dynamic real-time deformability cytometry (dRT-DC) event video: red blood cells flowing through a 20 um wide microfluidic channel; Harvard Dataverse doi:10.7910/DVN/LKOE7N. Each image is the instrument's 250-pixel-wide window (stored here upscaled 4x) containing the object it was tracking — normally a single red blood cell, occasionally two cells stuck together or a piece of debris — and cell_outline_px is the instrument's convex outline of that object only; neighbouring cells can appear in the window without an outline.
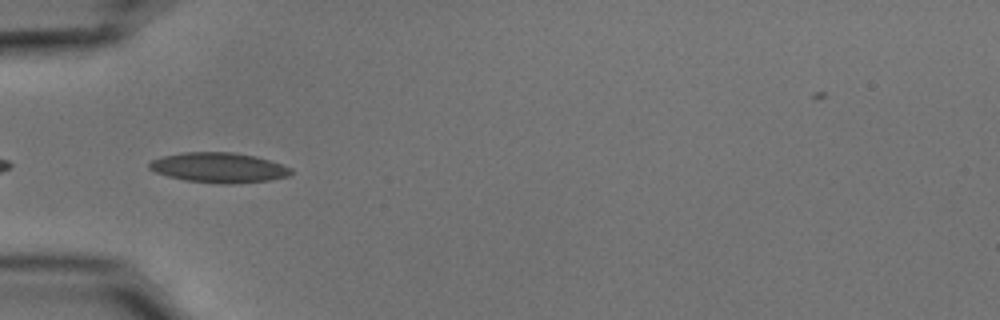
{"species": "common noctule bat (a hibernating species)", "species_latin": "Nyctalus noctula", "temperature_condition": "cold", "stored_images_in_passage": 4, "camera_frame_rate_fps": 3000, "um_per_image_px": 0.085, "animal": {"sex": "male", "body_mass_g": 15.6}, "frame": {"image": 1, "passage_image": 2, "time_ms": 0.333, "image_size_px": [1000, 320], "cell_outline_px": [[292, 172], [288, 176], [268, 180], [232, 184], [216, 184], [184, 180], [168, 176], [156, 172], [148, 168], [148, 164], [152, 160], [164, 156], [184, 152], [232, 152], [256, 156], [292, 168]], "centroid_in_image_um": [18.58, 14.25], "position_along_channel_um": 66.4, "area_um2": 24.74}}